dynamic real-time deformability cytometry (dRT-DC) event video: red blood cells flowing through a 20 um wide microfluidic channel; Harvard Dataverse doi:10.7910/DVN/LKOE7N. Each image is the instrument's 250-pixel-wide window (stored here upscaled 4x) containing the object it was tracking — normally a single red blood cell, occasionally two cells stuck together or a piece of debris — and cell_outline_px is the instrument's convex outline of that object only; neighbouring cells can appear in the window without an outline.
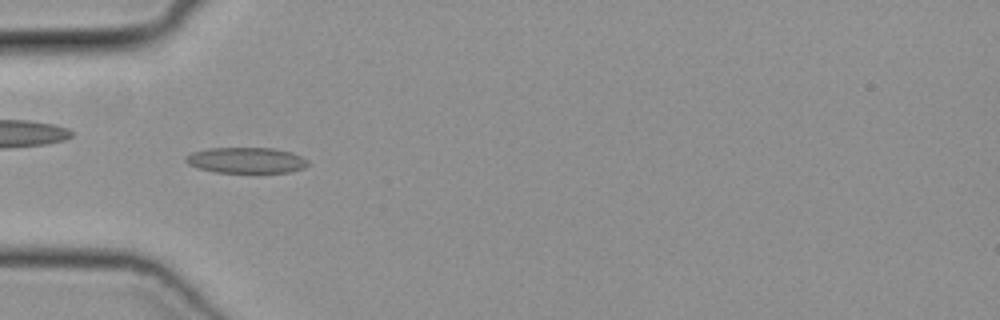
{"species": "common noctule bat (a hibernating species)", "species_latin": "Nyctalus noctula", "temperature_condition": "cold", "stored_images_in_passage": 39, "camera_frame_rate_fps": 3000, "um_per_image_px": 0.085, "animal": {"sex": "female", "body_mass_g": 19.3, "forearm_length_mm": 54.1}, "frame": {"image": 1, "passage_image": 12, "time_ms": 3.667, "image_size_px": [1000, 320], "cell_outline_px": [[308, 164], [304, 168], [288, 172], [216, 172], [200, 168], [188, 164], [184, 160], [192, 152], [208, 148], [272, 148], [292, 152], [308, 160]], "centroid_in_image_um": [20.94, 13.61], "position_along_channel_um": 64.1, "area_um2": 18.15}}
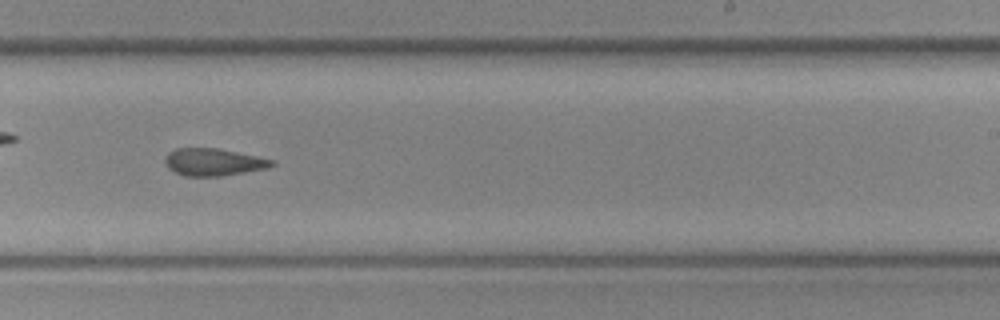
{"frame": {"image": 2, "passage_image": 27, "time_ms": 8.667, "image_size_px": [1000, 320], "cell_outline_px": [[276, 164], [268, 168], [220, 176], [184, 176], [168, 168], [164, 160], [168, 152], [176, 148], [216, 148], [276, 160]], "centroid_in_image_um": [18.15, 13.77], "position_along_channel_um": 270.9, "area_um2": 16.94}}
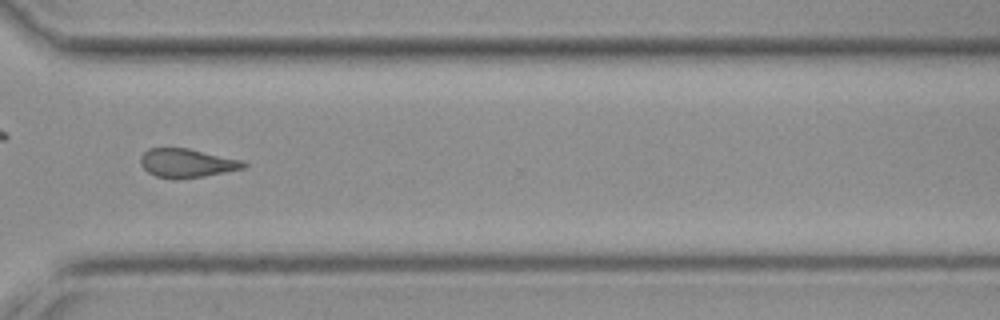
{"frame": {"image": 3, "passage_image": 33, "time_ms": 10.667, "image_size_px": [1000, 320], "cell_outline_px": [[248, 164], [244, 168], [204, 176], [176, 180], [172, 180], [156, 176], [148, 172], [140, 164], [140, 156], [148, 148], [188, 148], [240, 160]], "centroid_in_image_um": [15.83, 13.87], "position_along_channel_um": 354.8, "area_um2": 17.28}}